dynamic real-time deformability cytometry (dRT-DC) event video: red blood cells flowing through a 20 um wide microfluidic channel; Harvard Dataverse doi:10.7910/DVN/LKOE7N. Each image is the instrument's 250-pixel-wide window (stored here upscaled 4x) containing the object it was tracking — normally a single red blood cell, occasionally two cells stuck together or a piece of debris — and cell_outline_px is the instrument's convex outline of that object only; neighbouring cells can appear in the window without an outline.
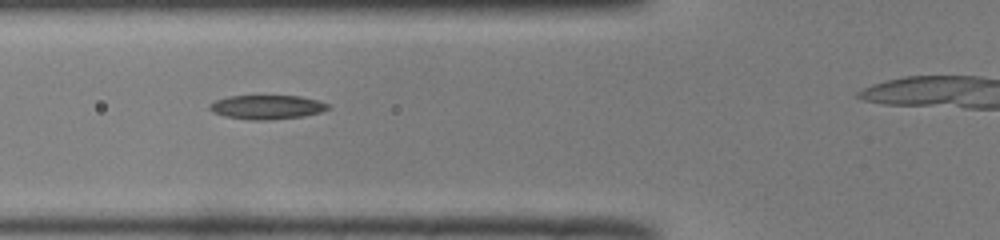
{"species": "common noctule bat (a hibernating species)", "species_latin": "Nyctalus noctula", "temperature_condition": "room temperature", "stored_images_in_passage": 26, "camera_frame_rate_fps": 3000, "um_per_image_px": 0.085, "animal": {"sex": "male", "body_mass_g": 19.0, "forearm_length_mm": 50.8}, "frame": {"image": 1, "passage_image": 3, "time_ms": 0.667, "image_size_px": [1000, 240], "cell_outline_px": [[328, 108], [320, 112], [304, 116], [268, 120], [252, 120], [224, 116], [212, 112], [208, 108], [208, 104], [216, 100], [228, 96], [300, 96], [316, 100], [328, 104]], "centroid_in_image_um": [22.63, 9.1], "position_along_channel_um": 103.2, "area_um2": 16.53}}
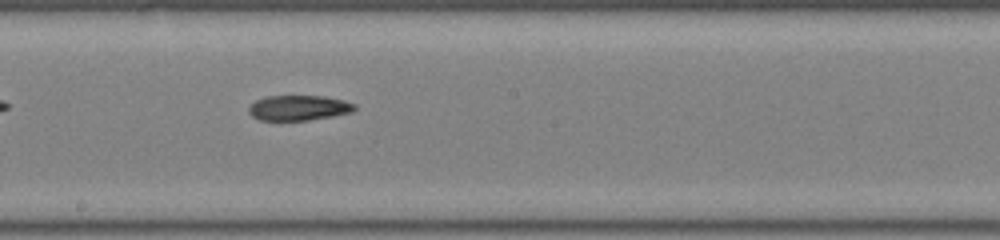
{"frame": {"image": 2, "passage_image": 12, "time_ms": 3.667, "image_size_px": [1000, 240], "cell_outline_px": [[356, 108], [352, 112], [332, 116], [308, 120], [260, 120], [252, 116], [248, 112], [248, 108], [256, 100], [268, 96], [324, 96], [344, 100], [356, 104]], "centroid_in_image_um": [25.4, 9.16], "position_along_channel_um": 222.8, "area_um2": 15.49}}
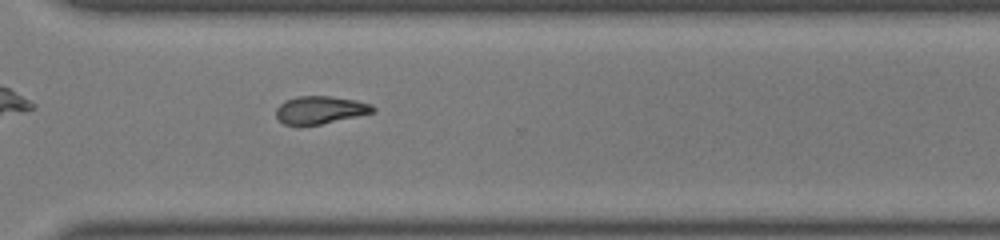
{"frame": {"image": 3, "passage_image": 21, "time_ms": 6.667, "image_size_px": [1000, 240], "cell_outline_px": [[376, 112], [320, 124], [296, 128], [284, 124], [276, 116], [276, 108], [284, 100], [296, 96], [332, 96], [356, 100], [372, 104], [376, 108]], "centroid_in_image_um": [27.19, 9.36], "position_along_channel_um": 343.4, "area_um2": 16.13}}